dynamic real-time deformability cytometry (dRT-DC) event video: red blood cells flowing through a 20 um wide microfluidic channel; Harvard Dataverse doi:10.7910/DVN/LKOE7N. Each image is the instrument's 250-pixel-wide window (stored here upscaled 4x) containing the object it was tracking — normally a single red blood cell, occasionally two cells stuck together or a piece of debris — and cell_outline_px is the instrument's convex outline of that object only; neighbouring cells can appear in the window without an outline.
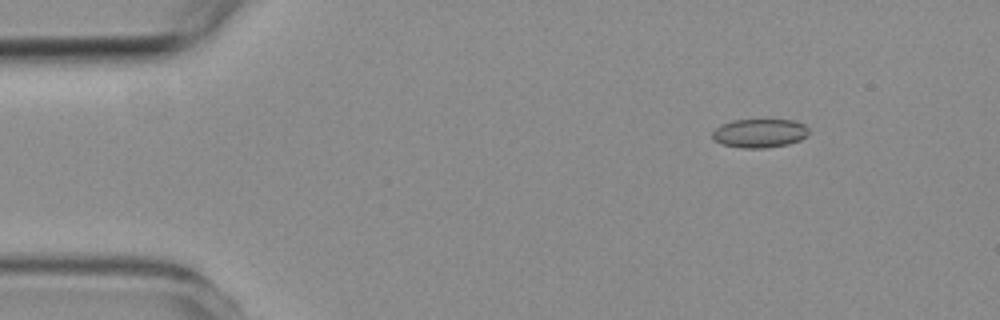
{"species": "common noctule bat (a hibernating species)", "species_latin": "Nyctalus noctula", "temperature_condition": "room temperature", "stored_images_in_passage": 6, "camera_frame_rate_fps": 3000, "um_per_image_px": 0.085, "animal": {"sex": "female", "body_mass_g": 19.3, "forearm_length_mm": 54.1}, "frame": {"image": 1, "passage_image": 2, "time_ms": 1.333, "image_size_px": [1000, 320], "cell_outline_px": [[808, 136], [800, 140], [788, 144], [764, 148], [740, 148], [720, 144], [712, 140], [712, 132], [720, 124], [732, 120], [792, 120], [804, 124], [808, 128]], "centroid_in_image_um": [64.53, 11.33], "position_along_channel_um": 20.5, "area_um2": 16.36}}
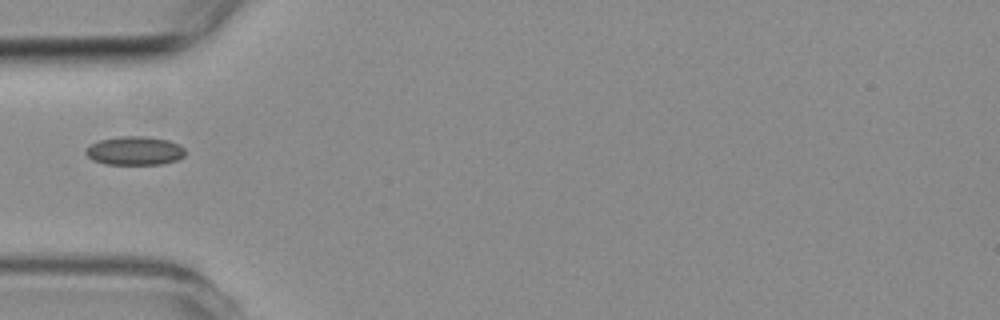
{"frame": {"image": 2, "passage_image": 5, "time_ms": 4.667, "image_size_px": [1000, 320], "cell_outline_px": [[184, 156], [176, 160], [164, 164], [104, 164], [92, 160], [84, 152], [92, 144], [100, 140], [124, 136], [144, 136], [168, 140], [180, 144], [184, 148]], "centroid_in_image_um": [11.47, 12.82], "position_along_channel_um": 73.5, "area_um2": 16.53}}
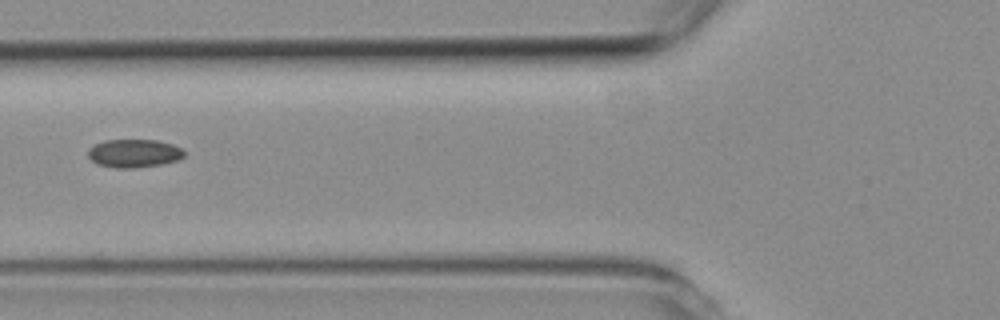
{"frame": {"image": 3, "passage_image": 6, "time_ms": 5.667, "image_size_px": [1000, 320], "cell_outline_px": [[184, 156], [176, 160], [160, 164], [132, 168], [116, 168], [96, 164], [88, 156], [88, 148], [104, 140], [156, 140], [172, 144], [180, 148], [184, 152]], "centroid_in_image_um": [11.35, 13.03], "position_along_channel_um": 114.5, "area_um2": 15.66}}